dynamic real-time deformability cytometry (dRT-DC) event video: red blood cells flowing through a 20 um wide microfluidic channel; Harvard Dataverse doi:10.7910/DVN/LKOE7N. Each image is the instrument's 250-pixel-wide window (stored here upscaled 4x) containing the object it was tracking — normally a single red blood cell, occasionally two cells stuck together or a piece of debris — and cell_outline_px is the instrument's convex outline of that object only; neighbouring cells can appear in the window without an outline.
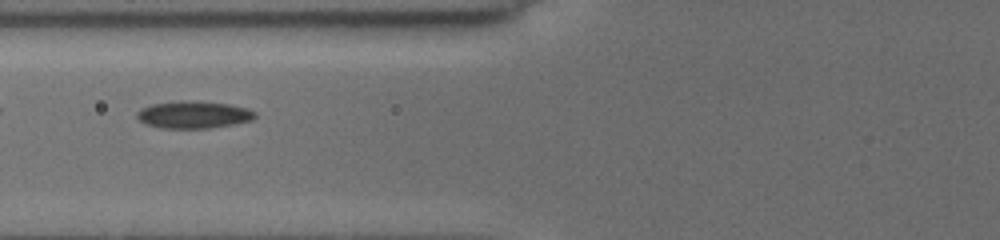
{"species": "common noctule bat (a hibernating species)", "species_latin": "Nyctalus noctula", "temperature_condition": "cold", "stored_images_in_passage": 8, "camera_frame_rate_fps": 3000, "um_per_image_px": 0.085, "animal": {"sex": "female", "body_mass_g": 19.5, "forearm_length_mm": 54.1}, "frame": {"image": 1, "passage_image": 6, "time_ms": 4.667, "image_size_px": [1000, 240], "cell_outline_px": [[256, 116], [252, 120], [232, 124], [208, 128], [164, 128], [148, 124], [140, 120], [136, 116], [136, 112], [140, 108], [152, 104], [228, 104], [248, 108], [256, 112]], "centroid_in_image_um": [16.48, 9.8], "position_along_channel_um": 109.3, "area_um2": 17.46}}
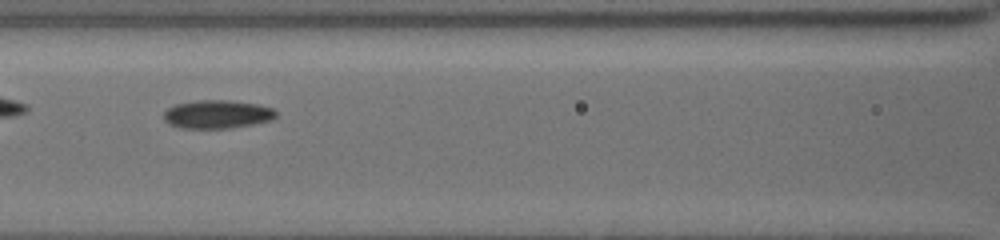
{"frame": {"image": 2, "passage_image": 7, "time_ms": 5.667, "image_size_px": [1000, 240], "cell_outline_px": [[276, 116], [272, 120], [252, 124], [228, 128], [180, 128], [168, 124], [164, 120], [164, 112], [168, 108], [176, 104], [196, 100], [228, 100], [256, 104], [272, 108], [276, 112]], "centroid_in_image_um": [18.43, 9.71], "position_along_channel_um": 148.2, "area_um2": 18.5}}